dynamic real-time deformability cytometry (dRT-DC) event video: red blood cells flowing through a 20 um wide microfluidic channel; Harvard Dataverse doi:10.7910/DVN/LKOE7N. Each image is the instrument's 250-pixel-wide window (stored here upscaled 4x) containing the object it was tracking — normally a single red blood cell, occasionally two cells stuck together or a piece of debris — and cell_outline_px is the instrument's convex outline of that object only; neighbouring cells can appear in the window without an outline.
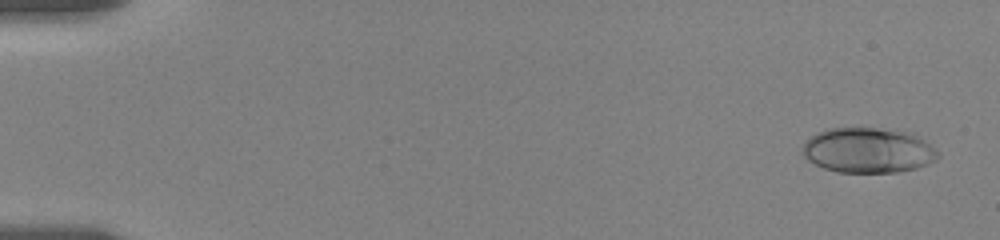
{"species": "human", "species_latin": "Homo sapiens", "temperature_condition": "room temperature", "stored_images_in_passage": 34, "camera_frame_rate_fps": 3000, "um_per_image_px": 0.085, "donor": {"sex": "female"}, "frame": {"image": 1, "passage_image": 3, "time_ms": 0.667, "image_size_px": [1000, 240], "cell_outline_px": [[940, 156], [936, 160], [928, 164], [916, 168], [896, 172], [836, 172], [824, 168], [808, 160], [800, 152], [804, 140], [816, 132], [828, 128], [876, 128], [916, 132], [940, 152]], "centroid_in_image_um": [73.8, 12.76], "position_along_channel_um": 11.2, "area_um2": 36.3}}
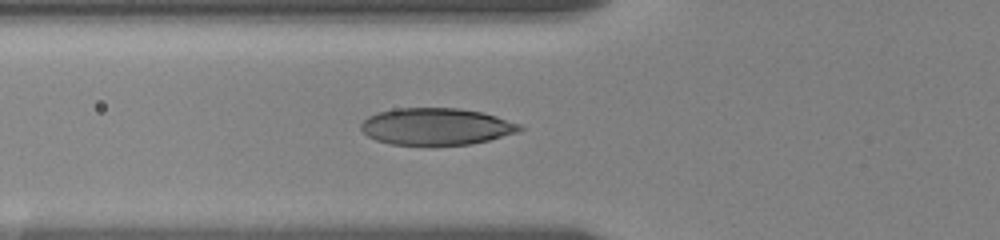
{"frame": {"image": 2, "passage_image": 22, "time_ms": 7.0, "image_size_px": [1000, 240], "cell_outline_px": [[524, 128], [516, 132], [488, 140], [472, 144], [432, 148], [392, 144], [376, 140], [368, 136], [360, 128], [360, 124], [368, 116], [376, 112], [396, 108], [460, 108], [484, 112], [520, 124]], "centroid_in_image_um": [37.05, 10.79], "position_along_channel_um": 88.8, "area_um2": 35.08}}
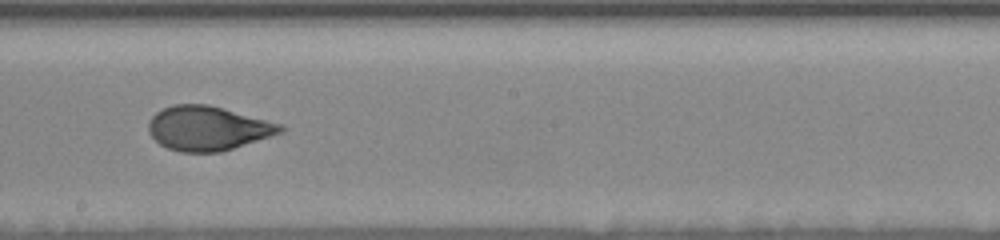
{"frame": {"image": 3, "passage_image": 34, "time_ms": 11.0, "image_size_px": [1000, 240], "cell_outline_px": [[288, 128], [284, 132], [220, 152], [180, 152], [168, 148], [160, 144], [148, 132], [148, 124], [152, 116], [156, 112], [172, 104], [208, 104], [284, 124]], "centroid_in_image_um": [17.7, 10.9], "position_along_channel_um": 230.5, "area_um2": 34.22}}